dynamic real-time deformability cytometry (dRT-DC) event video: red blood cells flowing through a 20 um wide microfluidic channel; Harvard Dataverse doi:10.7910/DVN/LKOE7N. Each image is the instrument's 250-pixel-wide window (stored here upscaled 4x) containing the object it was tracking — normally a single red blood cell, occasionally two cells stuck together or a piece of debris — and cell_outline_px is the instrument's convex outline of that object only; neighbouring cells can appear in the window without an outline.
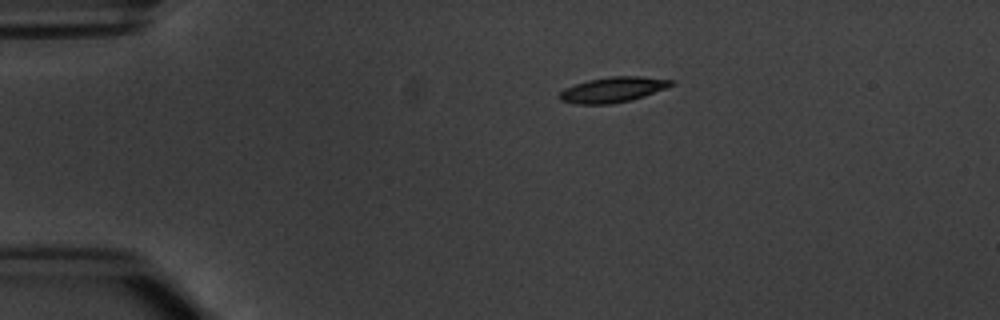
{"species": "common noctule bat (a hibernating species)", "species_latin": "Nyctalus noctula", "temperature_condition": "warm", "stored_images_in_passage": 3, "camera_frame_rate_fps": 3000, "um_per_image_px": 0.085, "animal": {"sex": "male", "body_mass_g": 20.1, "forearm_length_mm": 53.5}, "frame": {"image": 1, "passage_image": 1, "time_ms": 0.0, "image_size_px": [1000, 320], "cell_outline_px": [[676, 84], [668, 88], [632, 100], [612, 104], [576, 104], [560, 100], [556, 96], [564, 88], [588, 80], [612, 76], [640, 76], [676, 80]], "centroid_in_image_um": [52.13, 7.62], "position_along_channel_um": 32.9, "area_um2": 16.76}}
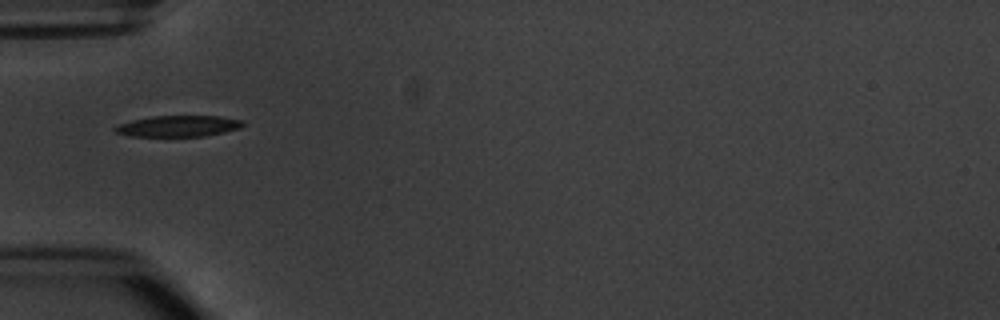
{"frame": {"image": 2, "passage_image": 3, "time_ms": 2.333, "image_size_px": [1000, 320], "cell_outline_px": [[244, 124], [240, 128], [224, 132], [204, 136], [128, 136], [116, 132], [112, 128], [120, 124], [132, 120], [152, 116], [220, 116], [244, 120]], "centroid_in_image_um": [15.17, 10.71], "position_along_channel_um": 69.8, "area_um2": 15.72}}